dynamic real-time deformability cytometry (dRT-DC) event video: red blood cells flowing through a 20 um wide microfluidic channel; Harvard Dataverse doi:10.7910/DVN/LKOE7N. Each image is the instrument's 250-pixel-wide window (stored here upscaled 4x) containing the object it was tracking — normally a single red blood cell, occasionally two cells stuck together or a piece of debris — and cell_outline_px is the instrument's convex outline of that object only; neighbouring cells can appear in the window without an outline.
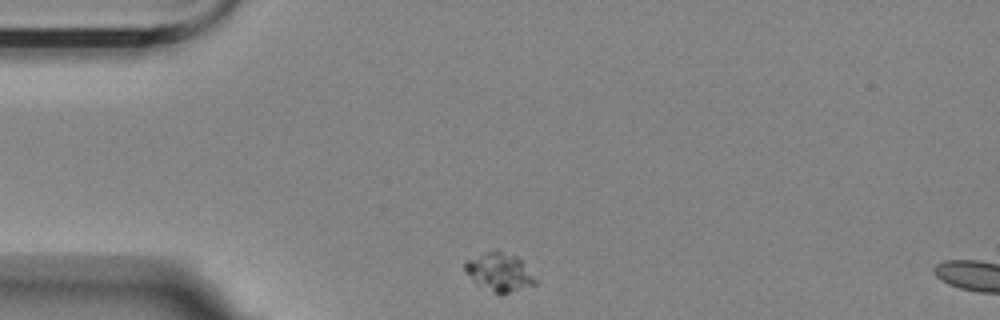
{"species": "Egyptian fruit bat (a non-hibernating species)", "species_latin": "Rousettus aegyptiacus", "temperature_condition": "room temperature", "stored_images_in_passage": 5, "camera_frame_rate_fps": 3000, "um_per_image_px": 0.085, "animal": {"sex": "female"}, "frame": {"image": 1, "passage_image": 1, "time_ms": 0.0, "image_size_px": [1000, 320], "cell_outline_px": [[536, 284], [508, 292], [496, 292], [476, 280], [464, 272], [464, 264], [468, 260], [484, 252], [496, 248], [500, 248], [516, 256], [520, 260], [536, 280]], "centroid_in_image_um": [42.45, 23.04], "position_along_channel_um": 42.6, "area_um2": 15.03}}